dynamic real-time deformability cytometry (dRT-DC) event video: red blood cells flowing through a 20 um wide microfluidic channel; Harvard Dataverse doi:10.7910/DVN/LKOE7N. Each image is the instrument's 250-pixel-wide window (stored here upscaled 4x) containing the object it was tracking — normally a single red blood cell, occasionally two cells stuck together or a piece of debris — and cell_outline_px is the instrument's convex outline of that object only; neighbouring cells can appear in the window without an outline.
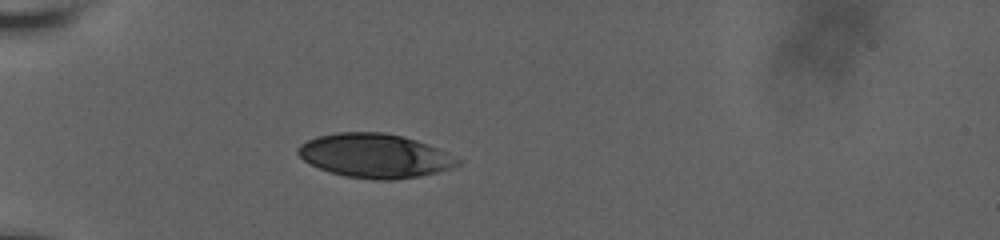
{"species": "human", "species_latin": "Homo sapiens", "temperature_condition": "room temperature", "stored_images_in_passage": 41, "camera_frame_rate_fps": 3000, "um_per_image_px": 0.085, "donor": {"sex": "male"}, "frame": {"image": 1, "passage_image": 1, "time_ms": 0.0, "image_size_px": [1000, 240], "cell_outline_px": [[460, 164], [436, 172], [420, 176], [392, 180], [376, 180], [344, 176], [320, 168], [304, 160], [296, 152], [296, 148], [300, 144], [316, 136], [336, 132], [380, 132], [400, 136], [416, 140], [428, 144], [460, 160]], "centroid_in_image_um": [31.81, 13.23], "position_along_channel_um": 53.2, "area_um2": 40.52}}
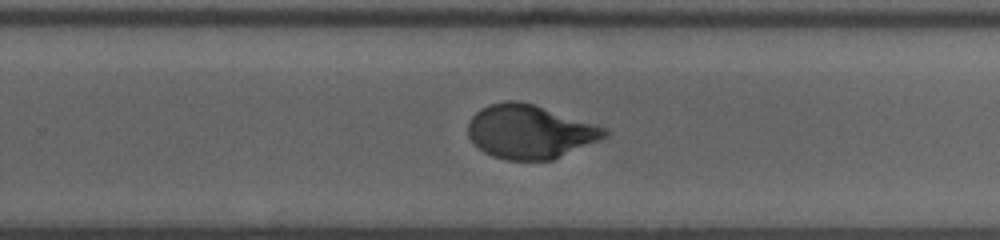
{"frame": {"image": 2, "passage_image": 22, "time_ms": 7.0, "image_size_px": [1000, 240], "cell_outline_px": [[608, 136], [600, 140], [552, 160], [504, 160], [492, 156], [484, 152], [468, 136], [468, 124], [472, 116], [480, 108], [488, 104], [508, 100], [520, 100], [608, 128]], "centroid_in_image_um": [45.04, 11.19], "position_along_channel_um": 284.8, "area_um2": 42.77}}
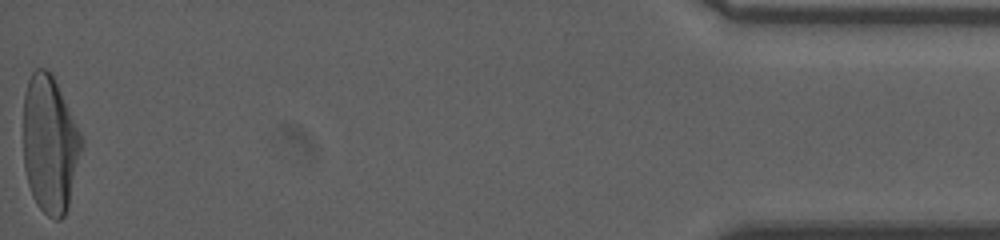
{"frame": {"image": 3, "passage_image": 41, "time_ms": 13.333, "image_size_px": [1000, 240], "cell_outline_px": [[84, 144], [68, 208], [64, 216], [60, 220], [56, 220], [48, 216], [36, 204], [32, 196], [28, 184], [24, 168], [24, 92], [28, 80], [32, 72], [36, 68], [44, 68], [52, 72], [84, 140]], "centroid_in_image_um": [4.25, 12.27], "position_along_channel_um": 430.9, "area_um2": 47.11}, "authors_computed_cell_mechanics": {"area_um2": 42.8876, "velocity_mm_per_s": 3.6361, "shape_relaxation_time_tau1_ms": 4.5799, "shape_relaxation_time_tau2_ms": null, "deformation_change_tau1": 0.1873, "deformation_change_tau2": null}}